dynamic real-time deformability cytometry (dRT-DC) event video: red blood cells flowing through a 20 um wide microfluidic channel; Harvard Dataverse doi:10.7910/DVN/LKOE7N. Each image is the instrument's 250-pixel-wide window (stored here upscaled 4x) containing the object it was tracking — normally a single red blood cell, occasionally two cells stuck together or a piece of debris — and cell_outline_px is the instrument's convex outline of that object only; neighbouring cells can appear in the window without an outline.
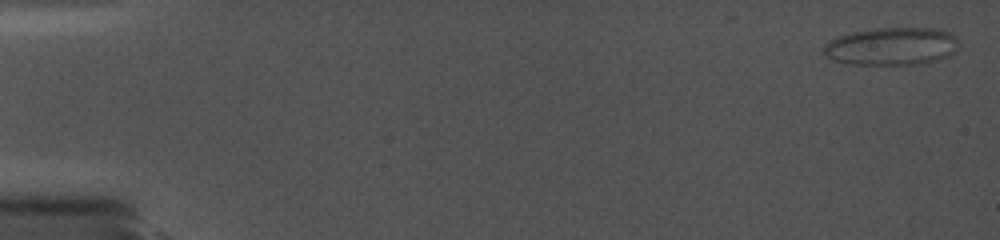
{"species": "common noctule bat (a hibernating species)", "species_latin": "Nyctalus noctula", "temperature_condition": "cold", "stored_images_in_passage": 37, "camera_frame_rate_fps": 5000, "um_per_image_px": 0.085, "animal": {"sex": "female", "body_mass_g": 19.0, "forearm_length_mm": 56.7}, "frame": {"image": 1, "passage_image": 1, "time_ms": 0.0, "image_size_px": [1000, 240], "cell_outline_px": [[956, 48], [948, 56], [940, 60], [924, 64], [852, 64], [832, 60], [820, 52], [824, 44], [828, 40], [836, 36], [852, 32], [876, 28], [936, 28], [952, 32], [956, 36]], "centroid_in_image_um": [75.75, 3.93], "position_along_channel_um": 9.3, "area_um2": 30.11}}
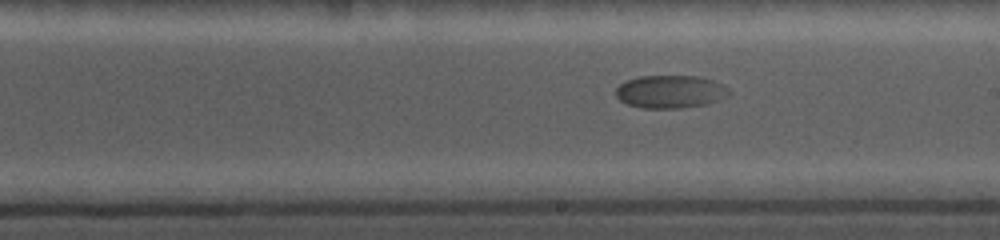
{"frame": {"image": 2, "passage_image": 19, "time_ms": 10.8, "image_size_px": [1000, 240], "cell_outline_px": [[732, 92], [728, 96], [708, 104], [680, 108], [644, 108], [628, 104], [620, 100], [616, 96], [616, 88], [620, 84], [628, 80], [640, 76], [700, 76], [712, 80], [728, 88]], "centroid_in_image_um": [57.0, 7.79], "position_along_channel_um": 232.0, "area_um2": 21.68}}
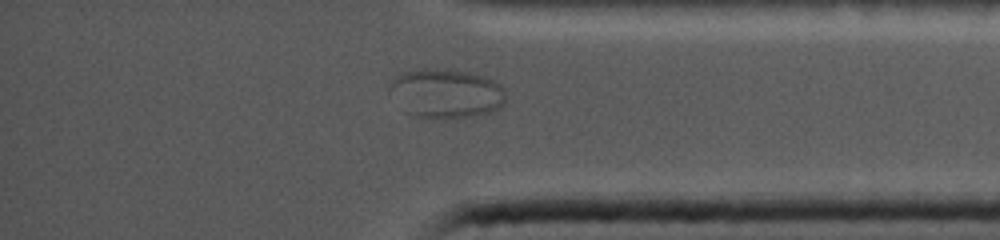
{"frame": {"image": 3, "passage_image": 32, "time_ms": 15.4, "image_size_px": [1000, 240], "cell_outline_px": [[508, 96], [504, 104], [488, 112], [472, 116], [444, 120], [440, 120], [416, 116], [404, 112], [388, 92], [388, 88], [392, 80], [396, 76], [404, 72], [420, 68], [432, 68], [464, 72], [484, 76], [500, 84], [504, 88]], "centroid_in_image_um": [37.88, 7.96], "position_along_channel_um": 397.3, "area_um2": 33.81}}